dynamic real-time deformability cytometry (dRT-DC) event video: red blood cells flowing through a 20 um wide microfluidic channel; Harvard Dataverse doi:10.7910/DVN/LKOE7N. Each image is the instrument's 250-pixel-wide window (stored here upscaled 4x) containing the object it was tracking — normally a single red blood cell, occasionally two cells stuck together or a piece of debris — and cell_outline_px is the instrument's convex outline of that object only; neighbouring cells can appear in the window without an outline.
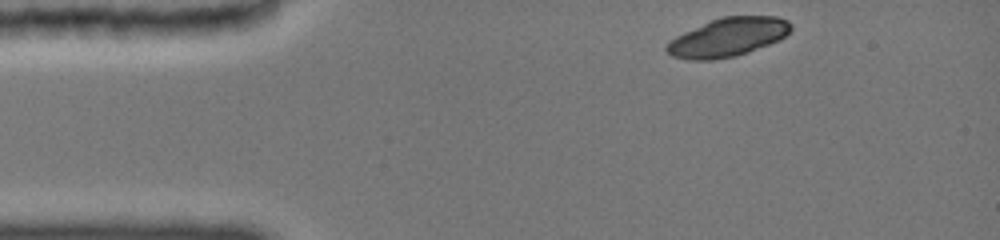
{"species": "common noctule bat (a hibernating species)", "species_latin": "Nyctalus noctula", "temperature_condition": "cold", "stored_images_in_passage": 71, "camera_frame_rate_fps": 3000, "um_per_image_px": 0.085, "animal": {"sex": "female", "body_mass_g": 19.0, "forearm_length_mm": 51.5}, "frame": {"image": 1, "passage_image": 1, "time_ms": 0.0, "image_size_px": [1000, 240], "cell_outline_px": [[792, 28], [780, 40], [748, 52], [732, 56], [712, 60], [688, 60], [672, 56], [664, 48], [676, 36], [684, 32], [720, 16], [776, 16], [788, 20], [792, 24]], "centroid_in_image_um": [61.89, 3.16], "position_along_channel_um": 23.1, "area_um2": 27.8}}